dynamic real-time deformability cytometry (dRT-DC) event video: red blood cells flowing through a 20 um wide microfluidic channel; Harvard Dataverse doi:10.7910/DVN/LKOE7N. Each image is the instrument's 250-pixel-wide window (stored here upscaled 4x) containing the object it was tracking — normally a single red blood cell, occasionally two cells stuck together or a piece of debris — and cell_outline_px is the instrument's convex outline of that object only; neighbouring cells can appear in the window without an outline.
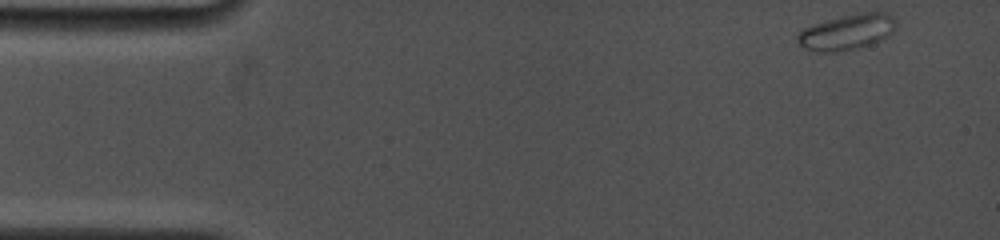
{"species": "common noctule bat (a hibernating species)", "species_latin": "Nyctalus noctula", "temperature_condition": "cold", "stored_images_in_passage": 22, "camera_frame_rate_fps": 5000, "um_per_image_px": 0.085, "animal": {"sex": "female", "body_mass_g": 19.0, "forearm_length_mm": 53.3}, "frame": {"image": 1, "passage_image": 1, "time_ms": 0.0, "image_size_px": [1000, 240], "cell_outline_px": [[896, 24], [892, 32], [888, 36], [880, 40], [856, 48], [840, 52], [820, 52], [804, 48], [800, 44], [796, 36], [804, 28], [812, 24], [844, 16], [864, 12], [884, 12], [892, 16], [896, 20]], "centroid_in_image_um": [71.99, 2.73], "position_along_channel_um": 13.0, "area_um2": 20.11}}
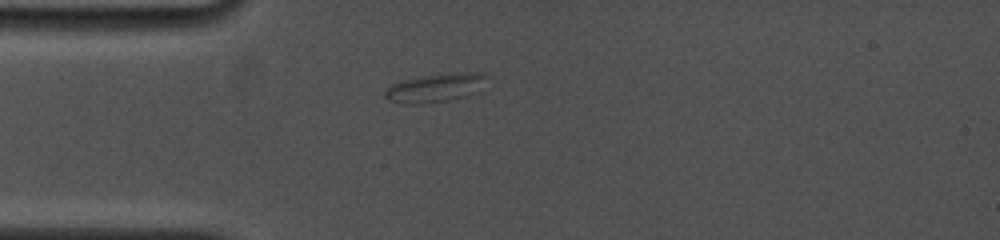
{"frame": {"image": 2, "passage_image": 18, "time_ms": 3.4, "image_size_px": [1000, 240], "cell_outline_px": [[484, 76], [464, 96], [448, 100], [416, 104], [404, 104], [388, 100], [384, 96], [384, 92], [392, 84], [404, 80], [424, 76], [452, 72], [484, 72]], "centroid_in_image_um": [36.81, 7.46], "position_along_channel_um": 48.2, "area_um2": 15.9}}